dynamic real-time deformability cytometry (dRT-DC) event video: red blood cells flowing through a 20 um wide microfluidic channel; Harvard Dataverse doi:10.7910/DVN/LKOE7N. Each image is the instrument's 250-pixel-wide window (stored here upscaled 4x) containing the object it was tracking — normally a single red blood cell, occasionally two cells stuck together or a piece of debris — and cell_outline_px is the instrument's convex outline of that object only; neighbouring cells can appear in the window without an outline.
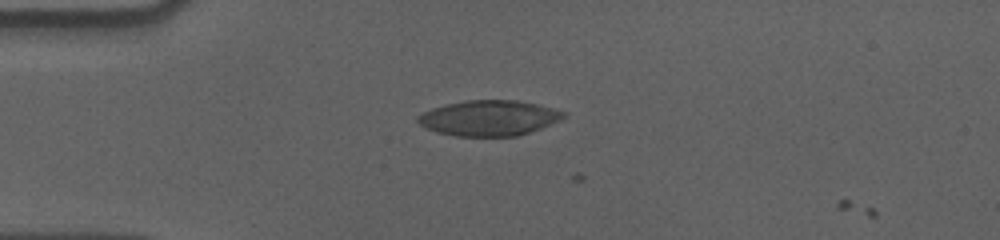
{"species": "human", "species_latin": "Homo sapiens", "temperature_condition": "cold", "stored_images_in_passage": 2, "camera_frame_rate_fps": 3000, "um_per_image_px": 0.085, "donor": {"sex": "male"}, "frame": {"image": 1, "passage_image": 1, "time_ms": 0.0, "image_size_px": [1000, 240], "cell_outline_px": [[568, 116], [560, 120], [540, 128], [516, 136], [456, 136], [436, 132], [424, 128], [416, 120], [416, 116], [432, 108], [444, 104], [464, 100], [516, 100], [536, 104], [568, 112]], "centroid_in_image_um": [41.54, 10.02], "position_along_channel_um": 43.5, "area_um2": 30.23}}